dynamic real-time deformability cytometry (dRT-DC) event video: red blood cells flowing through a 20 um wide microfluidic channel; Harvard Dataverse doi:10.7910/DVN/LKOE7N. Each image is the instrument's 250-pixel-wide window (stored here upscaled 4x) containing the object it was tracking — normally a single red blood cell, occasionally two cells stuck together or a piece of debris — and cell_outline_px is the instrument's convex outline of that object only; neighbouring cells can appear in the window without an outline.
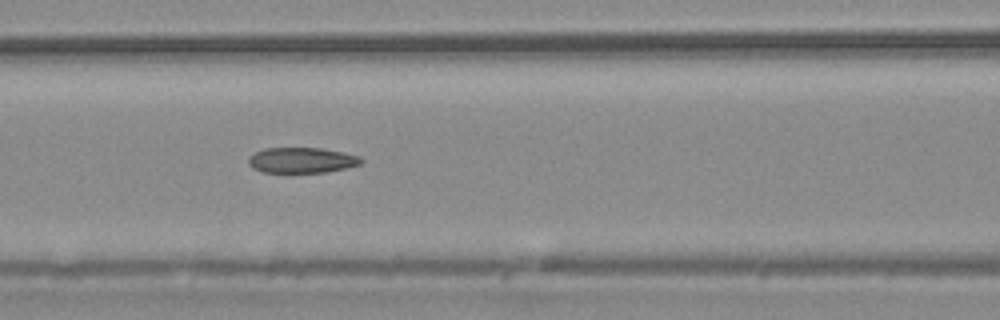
{"species": "common noctule bat (a hibernating species)", "species_latin": "Nyctalus noctula", "temperature_condition": "warm", "stored_images_in_passage": 15, "camera_frame_rate_fps": 3000, "um_per_image_px": 0.085, "animal": {"sex": "male", "body_mass_g": 20.4}, "frame": {"image": 1, "passage_image": 9, "time_ms": 2.667, "image_size_px": [1000, 320], "cell_outline_px": [[364, 160], [360, 164], [344, 168], [324, 172], [264, 172], [252, 168], [248, 164], [248, 160], [256, 152], [264, 148], [320, 148], [344, 152], [360, 156]], "centroid_in_image_um": [25.66, 13.61], "position_along_channel_um": 140.9, "area_um2": 16.59}}
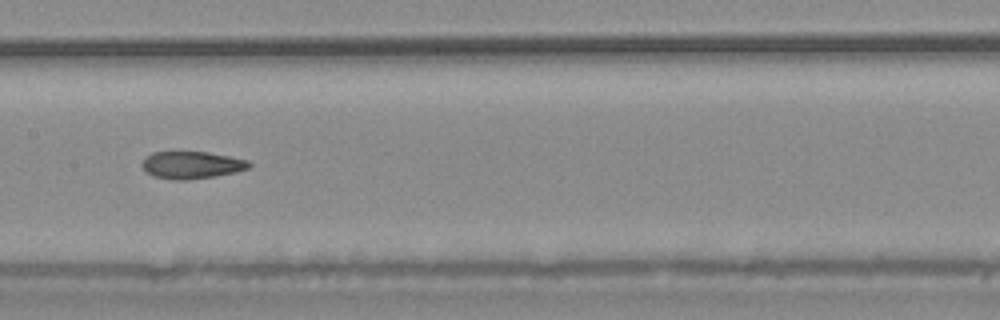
{"frame": {"image": 2, "passage_image": 13, "time_ms": 4.0, "image_size_px": [1000, 320], "cell_outline_px": [[252, 164], [248, 168], [216, 176], [188, 180], [176, 180], [152, 176], [140, 164], [152, 152], [208, 152], [248, 160]], "centroid_in_image_um": [16.29, 14.03], "position_along_channel_um": 191.1, "area_um2": 16.82}}